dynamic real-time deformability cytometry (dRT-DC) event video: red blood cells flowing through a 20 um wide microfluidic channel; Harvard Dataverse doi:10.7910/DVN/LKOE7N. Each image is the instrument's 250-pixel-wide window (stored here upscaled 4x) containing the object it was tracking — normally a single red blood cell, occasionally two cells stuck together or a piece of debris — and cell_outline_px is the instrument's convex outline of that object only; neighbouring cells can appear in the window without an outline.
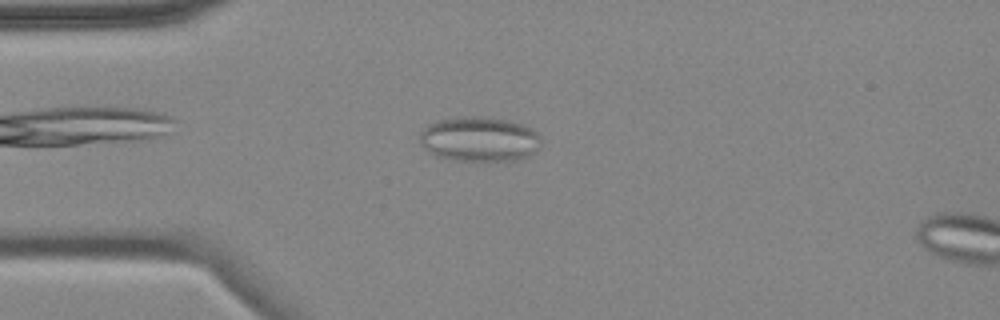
{"species": "common noctule bat (a hibernating species)", "species_latin": "Nyctalus noctula", "temperature_condition": "cold", "stored_images_in_passage": 4, "camera_frame_rate_fps": 3000, "um_per_image_px": 0.085, "animal": {"sex": "female", "body_mass_g": 18.4}, "frame": {"image": 1, "passage_image": 3, "time_ms": 2.333, "image_size_px": [1000, 320], "cell_outline_px": [[540, 140], [536, 148], [528, 156], [520, 160], [452, 160], [436, 156], [424, 148], [420, 144], [420, 132], [428, 124], [440, 120], [464, 116], [484, 116], [508, 120], [524, 124], [532, 128], [540, 136]], "centroid_in_image_um": [40.73, 11.81], "position_along_channel_um": 44.3, "area_um2": 31.67}}